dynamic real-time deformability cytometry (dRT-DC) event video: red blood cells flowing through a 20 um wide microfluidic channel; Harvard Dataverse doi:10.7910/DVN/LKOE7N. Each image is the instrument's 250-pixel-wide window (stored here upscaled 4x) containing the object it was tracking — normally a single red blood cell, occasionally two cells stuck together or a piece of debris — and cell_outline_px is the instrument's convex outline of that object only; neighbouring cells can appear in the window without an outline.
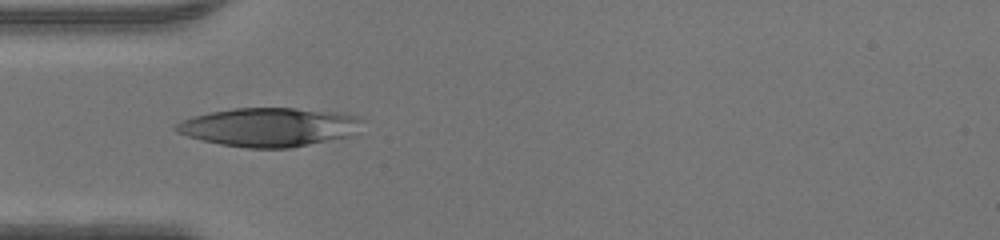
{"species": "human", "species_latin": "Homo sapiens", "temperature_condition": "warm", "stored_images_in_passage": 34, "camera_frame_rate_fps": 3000, "um_per_image_px": 0.085, "donor": {"sex": "male"}, "frame": {"image": 1, "passage_image": 1, "time_ms": 0.0, "image_size_px": [1000, 240], "cell_outline_px": [[360, 120], [348, 136], [292, 148], [248, 148], [220, 144], [188, 136], [176, 132], [172, 128], [180, 120], [192, 116], [212, 112], [236, 108], [292, 108], [340, 112], [356, 116]], "centroid_in_image_um": [22.77, 10.8], "position_along_channel_um": 62.2, "area_um2": 41.5}}
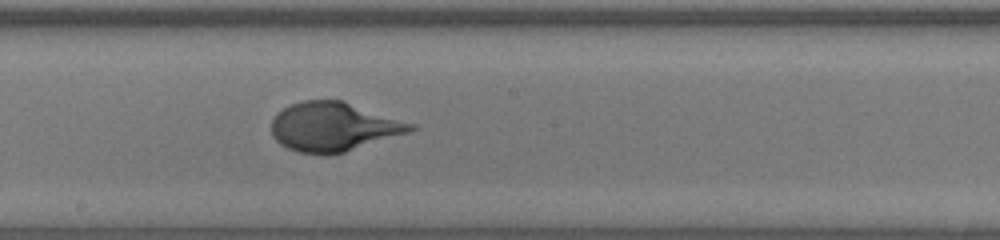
{"frame": {"image": 2, "passage_image": 12, "time_ms": 3.667, "image_size_px": [1000, 240], "cell_outline_px": [[416, 128], [408, 132], [344, 152], [328, 156], [296, 152], [280, 144], [272, 136], [272, 120], [276, 112], [292, 104], [304, 100], [340, 100], [416, 124]], "centroid_in_image_um": [28.31, 10.79], "position_along_channel_um": 219.9, "area_um2": 39.59}}
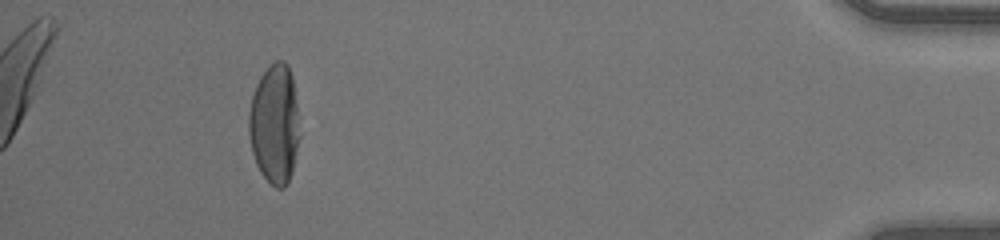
{"frame": {"image": 3, "passage_image": 30, "time_ms": 9.667, "image_size_px": [1000, 240], "cell_outline_px": [[300, 136], [292, 172], [288, 184], [284, 188], [276, 188], [260, 172], [256, 164], [252, 152], [248, 132], [248, 116], [252, 96], [256, 84], [260, 76], [276, 60], [284, 60], [288, 64], [292, 76], [300, 116]], "centroid_in_image_um": [23.36, 10.55], "position_along_channel_um": 411.8, "area_um2": 35.95}}